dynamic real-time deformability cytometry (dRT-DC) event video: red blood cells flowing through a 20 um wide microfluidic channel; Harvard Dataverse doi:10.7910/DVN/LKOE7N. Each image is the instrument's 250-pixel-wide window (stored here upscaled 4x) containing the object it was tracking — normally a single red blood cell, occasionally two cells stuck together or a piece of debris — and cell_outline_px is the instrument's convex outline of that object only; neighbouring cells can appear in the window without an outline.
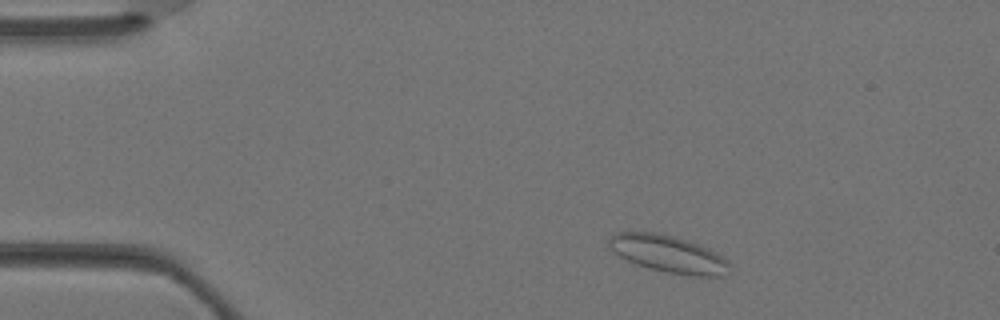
{"species": "Egyptian fruit bat (a non-hibernating species)", "species_latin": "Rousettus aegyptiacus", "temperature_condition": "warm", "stored_images_in_passage": 4, "camera_frame_rate_fps": 3000, "um_per_image_px": 0.085, "animal": {"sex": "female"}, "frame": {"image": 1, "passage_image": 4, "time_ms": 1.0, "image_size_px": [1000, 320], "cell_outline_px": [[728, 264], [724, 276], [692, 276], [668, 272], [648, 268], [636, 264], [620, 256], [608, 244], [608, 240], [616, 232], [656, 232], [672, 236], [708, 248], [716, 252]], "centroid_in_image_um": [56.77, 21.58], "position_along_channel_um": 28.2, "area_um2": 25.43}}